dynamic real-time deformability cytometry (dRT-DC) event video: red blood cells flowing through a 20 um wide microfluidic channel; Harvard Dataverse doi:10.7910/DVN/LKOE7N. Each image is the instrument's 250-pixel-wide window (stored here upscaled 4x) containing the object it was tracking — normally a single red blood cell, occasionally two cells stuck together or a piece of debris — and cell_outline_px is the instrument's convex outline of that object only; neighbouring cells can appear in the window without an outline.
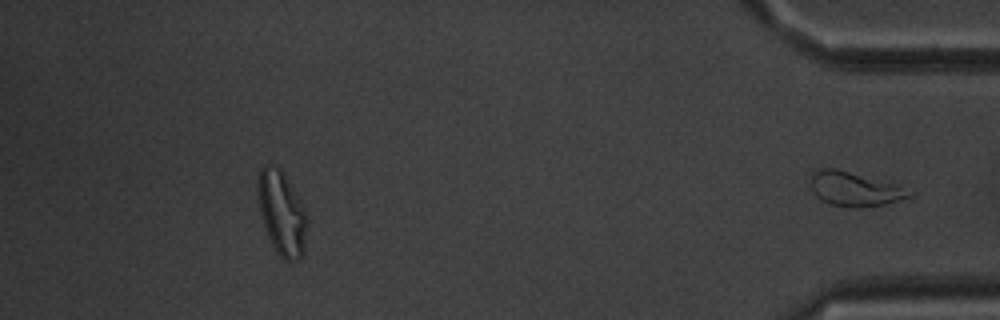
{"species": "common noctule bat (a hibernating species)", "species_latin": "Nyctalus noctula", "temperature_condition": "warm", "stored_images_in_passage": 41, "segment_of_instrument_passage": [2, 2], "camera_frame_rate_fps": 3000, "um_per_image_px": 0.085, "animal": {"sex": "male", "body_mass_g": 20.1, "forearm_length_mm": 53.5}, "frame": {"image": 1, "passage_image": 41, "time_ms": 13.333, "image_size_px": [1000, 320], "cell_outline_px": [[916, 192], [912, 196], [884, 204], [860, 208], [848, 208], [832, 204], [820, 200], [816, 196], [812, 188], [812, 176], [820, 168], [836, 168], [900, 184]], "centroid_in_image_um": [72.73, 16.07], "position_along_channel_um": 362.5, "area_um2": 19.94}}